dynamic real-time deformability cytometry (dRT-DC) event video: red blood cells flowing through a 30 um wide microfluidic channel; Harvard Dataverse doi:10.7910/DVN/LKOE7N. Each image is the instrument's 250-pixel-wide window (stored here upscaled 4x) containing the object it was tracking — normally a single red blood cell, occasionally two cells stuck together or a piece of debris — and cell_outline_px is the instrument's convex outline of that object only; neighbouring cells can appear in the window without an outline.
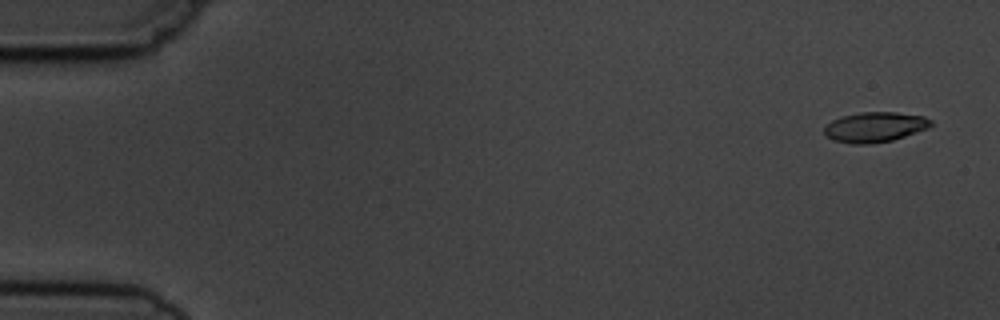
{"species": "common noctule bat (a hibernating species)", "species_latin": "Nyctalus noctula", "temperature_condition": "cold", "stored_images_in_passage": 5, "camera_frame_rate_fps": 3000, "um_per_image_px": 0.085, "animal": {"sex": "male", "body_mass_g": 19.5, "forearm_length_mm": 54.6}, "frame": {"image": 1, "passage_image": 1, "time_ms": 0.0, "image_size_px": [1000, 320], "cell_outline_px": [[932, 124], [928, 128], [892, 140], [868, 144], [852, 144], [836, 140], [824, 136], [824, 128], [832, 120], [844, 116], [860, 112], [896, 112], [924, 116], [932, 120]], "centroid_in_image_um": [74.37, 10.79], "position_along_channel_um": 10.6, "area_um2": 18.55}}
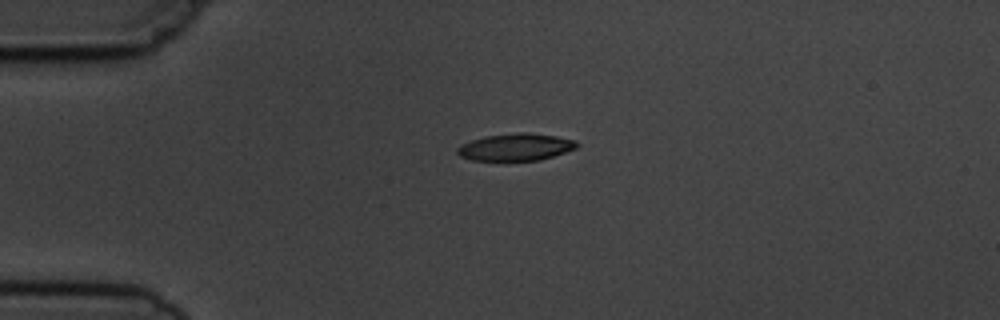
{"frame": {"image": 2, "passage_image": 4, "time_ms": 3.667, "image_size_px": [1000, 320], "cell_outline_px": [[580, 144], [576, 148], [540, 160], [472, 160], [460, 156], [456, 152], [456, 148], [460, 144], [484, 136], [520, 132], [528, 132], [556, 136], [576, 140]], "centroid_in_image_um": [43.83, 12.49], "position_along_channel_um": 41.2, "area_um2": 18.9}}